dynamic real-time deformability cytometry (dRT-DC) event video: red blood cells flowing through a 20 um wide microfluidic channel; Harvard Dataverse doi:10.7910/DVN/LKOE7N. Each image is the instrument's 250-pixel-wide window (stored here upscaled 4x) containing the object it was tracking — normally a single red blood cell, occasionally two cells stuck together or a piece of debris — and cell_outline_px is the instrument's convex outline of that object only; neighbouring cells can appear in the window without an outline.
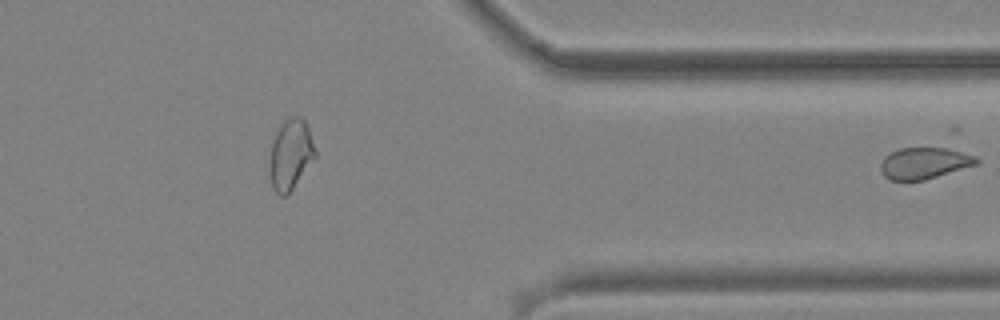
{"species": "common noctule bat (a hibernating species)", "species_latin": "Nyctalus noctula", "temperature_condition": "cold", "stored_images_in_passage": 31, "segment_of_instrument_passage": [2, 2], "camera_frame_rate_fps": 3000, "um_per_image_px": 0.085, "animal": {"sex": "male", "body_mass_g": 19.2, "forearm_length_mm": 51.8}, "frame": {"image": 1, "passage_image": 31, "time_ms": 10.0, "image_size_px": [1000, 320], "cell_outline_px": [[980, 164], [924, 180], [892, 180], [884, 176], [880, 172], [880, 164], [884, 156], [900, 148], [952, 148], [976, 156], [980, 160]], "centroid_in_image_um": [78.61, 13.86], "position_along_channel_um": 332.8, "area_um2": 17.8}}